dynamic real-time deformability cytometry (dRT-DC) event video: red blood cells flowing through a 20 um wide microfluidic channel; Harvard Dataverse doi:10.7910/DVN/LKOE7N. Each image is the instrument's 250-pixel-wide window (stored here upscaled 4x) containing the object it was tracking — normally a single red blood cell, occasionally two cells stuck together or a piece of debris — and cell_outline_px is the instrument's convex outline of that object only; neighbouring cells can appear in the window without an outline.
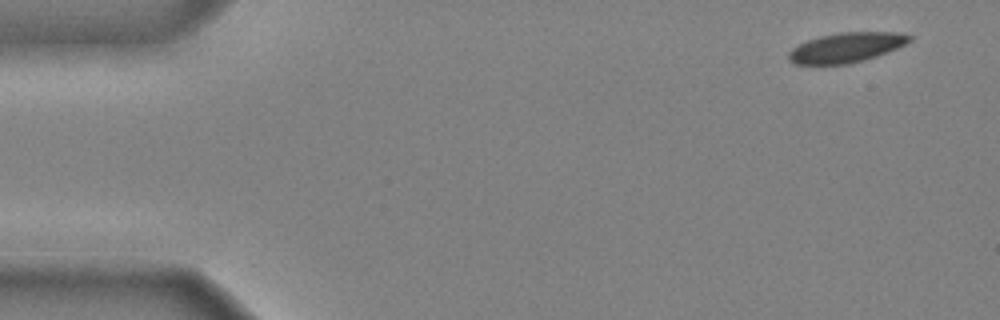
{"species": "common noctule bat (a hibernating species)", "species_latin": "Nyctalus noctula", "temperature_condition": "cold", "stored_images_in_passage": 11, "camera_frame_rate_fps": 3000, "um_per_image_px": 0.085, "animal": {"sex": "male", "body_mass_g": 20.4}, "frame": {"image": 1, "passage_image": 1, "time_ms": 0.0, "image_size_px": [1000, 320], "cell_outline_px": [[912, 40], [896, 48], [876, 56], [864, 60], [848, 64], [796, 64], [788, 60], [788, 52], [792, 48], [808, 40], [820, 36], [840, 32], [896, 32], [912, 36]], "centroid_in_image_um": [71.92, 4.04], "position_along_channel_um": 13.1, "area_um2": 20.81}}